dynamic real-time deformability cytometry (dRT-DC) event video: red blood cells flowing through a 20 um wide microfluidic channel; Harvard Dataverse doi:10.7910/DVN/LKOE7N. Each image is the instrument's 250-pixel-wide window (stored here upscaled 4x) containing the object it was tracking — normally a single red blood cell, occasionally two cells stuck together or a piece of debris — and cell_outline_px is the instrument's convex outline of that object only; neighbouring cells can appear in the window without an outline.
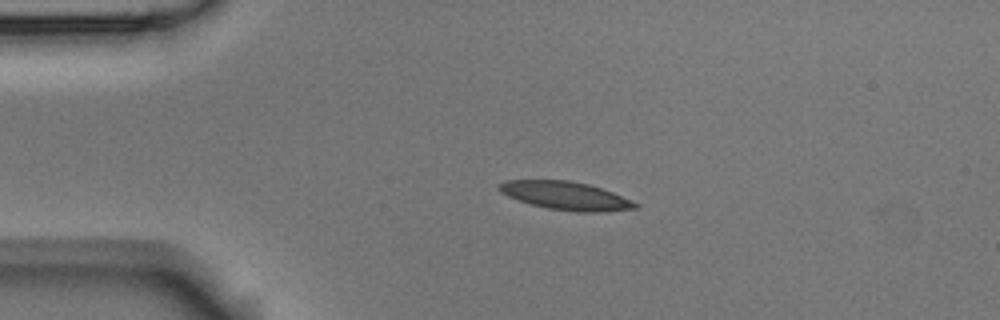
{"species": "Egyptian fruit bat (a non-hibernating species)", "species_latin": "Rousettus aegyptiacus", "temperature_condition": "room temperature", "stored_images_in_passage": 45, "camera_frame_rate_fps": 3000, "um_per_image_px": 0.085, "animal": {"sex": "male"}, "frame": {"image": 1, "passage_image": 1, "time_ms": 0.0, "image_size_px": [1000, 320], "cell_outline_px": [[640, 208], [600, 212], [576, 212], [548, 208], [532, 204], [508, 196], [500, 192], [496, 188], [496, 184], [504, 180], [568, 180], [588, 184], [612, 192], [632, 200], [640, 204]], "centroid_in_image_um": [48.08, 16.63], "position_along_channel_um": 36.9, "area_um2": 22.48}}
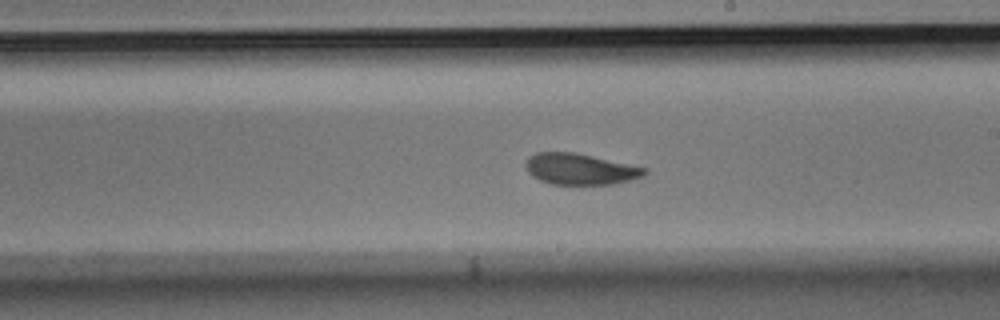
{"frame": {"image": 2, "passage_image": 21, "time_ms": 6.667, "image_size_px": [1000, 320], "cell_outline_px": [[648, 172], [644, 176], [632, 180], [612, 184], [552, 184], [540, 180], [532, 176], [528, 172], [524, 164], [528, 156], [536, 152], [576, 152], [648, 168]], "centroid_in_image_um": [49.32, 14.36], "position_along_channel_um": 239.7, "area_um2": 21.79}}
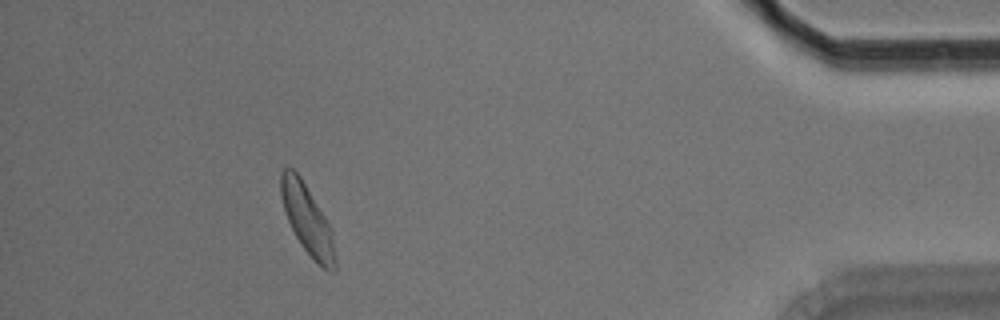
{"frame": {"image": 3, "passage_image": 40, "time_ms": 13.0, "image_size_px": [1000, 320], "cell_outline_px": [[336, 272], [328, 272], [312, 260], [296, 236], [288, 220], [280, 196], [280, 172], [284, 168], [292, 168], [300, 176], [324, 216], [332, 232], [336, 260]], "centroid_in_image_um": [26.12, 18.71], "position_along_channel_um": 409.1, "area_um2": 21.73}, "authors_computed_cell_mechanics": {"area_um2": 22.253, "velocity_mm_per_s": 3.5405, "shape_relaxation_time_tau1_ms": 3.2784, "shape_relaxation_time_tau2_ms": 1.5007, "deformation_change_tau1": 0.158, "deformation_change_tau2": 0.0735}}